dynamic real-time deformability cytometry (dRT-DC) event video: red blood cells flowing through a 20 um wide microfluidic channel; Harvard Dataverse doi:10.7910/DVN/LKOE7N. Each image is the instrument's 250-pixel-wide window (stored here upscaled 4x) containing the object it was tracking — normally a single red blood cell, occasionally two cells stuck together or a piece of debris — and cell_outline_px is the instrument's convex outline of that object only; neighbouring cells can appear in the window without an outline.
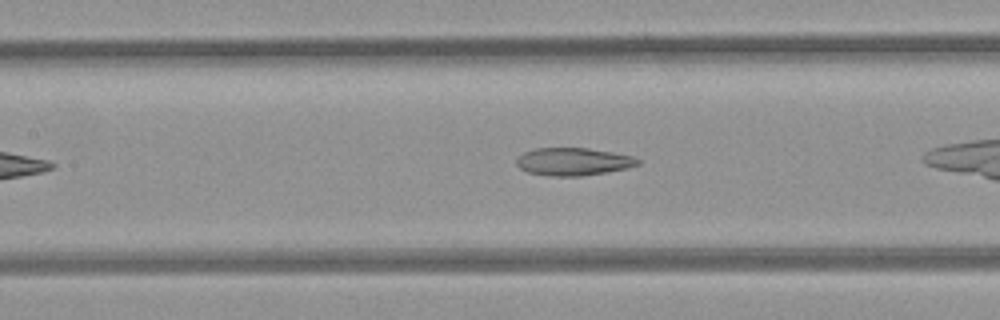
{"species": "common noctule bat (a hibernating species)", "species_latin": "Nyctalus noctula", "temperature_condition": "room temperature", "stored_images_in_passage": 30, "camera_frame_rate_fps": 3000, "um_per_image_px": 0.085, "animal": {"sex": "female", "body_mass_g": 21.9}, "frame": {"image": 1, "passage_image": 9, "time_ms": 2.667, "image_size_px": [1000, 320], "cell_outline_px": [[640, 164], [628, 168], [580, 176], [552, 176], [528, 172], [520, 168], [516, 164], [516, 156], [524, 152], [536, 148], [588, 148], [612, 152], [632, 156], [640, 160]], "centroid_in_image_um": [48.7, 13.73], "position_along_channel_um": 158.7, "area_um2": 19.54}}